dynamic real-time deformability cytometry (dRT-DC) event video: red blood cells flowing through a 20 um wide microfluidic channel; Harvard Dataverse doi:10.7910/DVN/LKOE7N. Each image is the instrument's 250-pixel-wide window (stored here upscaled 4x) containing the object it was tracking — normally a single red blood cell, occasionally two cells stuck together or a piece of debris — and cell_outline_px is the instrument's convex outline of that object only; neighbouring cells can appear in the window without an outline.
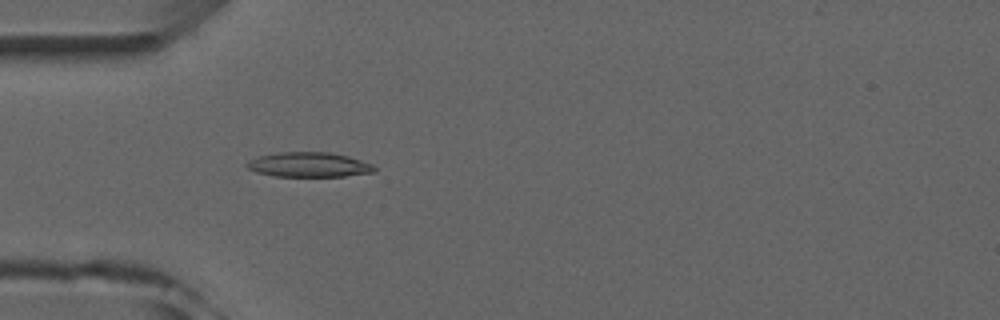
{"species": "common noctule bat (a hibernating species)", "species_latin": "Nyctalus noctula", "temperature_condition": "room temperature", "stored_images_in_passage": 4, "camera_frame_rate_fps": 3000, "um_per_image_px": 0.085, "animal": {"sex": "male", "forearm_length_mm": 52.5}, "frame": {"image": 1, "passage_image": 4, "time_ms": 4.0, "image_size_px": [1000, 320], "cell_outline_px": [[376, 172], [344, 176], [276, 176], [256, 172], [248, 168], [244, 164], [248, 160], [260, 156], [280, 152], [328, 152], [348, 156], [372, 164], [376, 168]], "centroid_in_image_um": [26.26, 14.0], "position_along_channel_um": 58.7, "area_um2": 18.32}}